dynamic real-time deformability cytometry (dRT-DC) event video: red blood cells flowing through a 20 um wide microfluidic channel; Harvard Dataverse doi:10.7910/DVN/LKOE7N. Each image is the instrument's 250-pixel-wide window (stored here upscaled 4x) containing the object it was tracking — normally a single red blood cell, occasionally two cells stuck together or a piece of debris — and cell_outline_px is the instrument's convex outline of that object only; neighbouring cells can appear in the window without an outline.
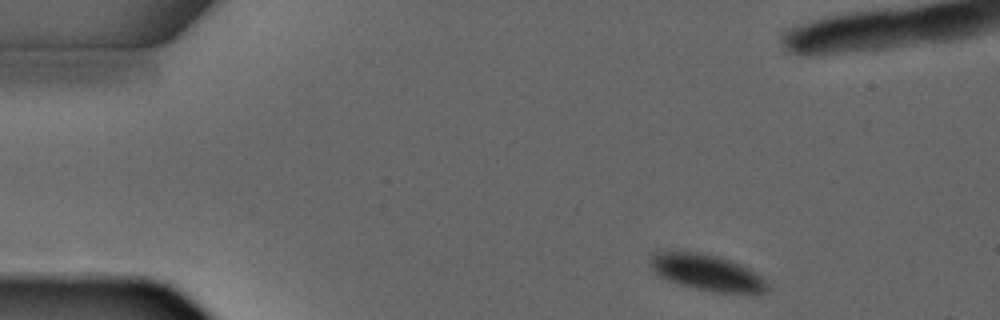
{"species": "common noctule bat (a hibernating species)", "species_latin": "Nyctalus noctula", "temperature_condition": "warm", "stored_images_in_passage": 3, "camera_frame_rate_fps": 3000, "um_per_image_px": 0.085, "animal": {"sex": "male", "forearm_length_mm": 52.5}, "frame": {"image": 1, "passage_image": 1, "time_ms": 0.0, "image_size_px": [1000, 320], "cell_outline_px": [[768, 288], [764, 292], [720, 292], [696, 288], [680, 284], [660, 276], [652, 268], [648, 260], [656, 252], [704, 252], [720, 256], [732, 260], [756, 272], [768, 284]], "centroid_in_image_um": [60.09, 23.13], "position_along_channel_um": 24.9, "area_um2": 24.22}}